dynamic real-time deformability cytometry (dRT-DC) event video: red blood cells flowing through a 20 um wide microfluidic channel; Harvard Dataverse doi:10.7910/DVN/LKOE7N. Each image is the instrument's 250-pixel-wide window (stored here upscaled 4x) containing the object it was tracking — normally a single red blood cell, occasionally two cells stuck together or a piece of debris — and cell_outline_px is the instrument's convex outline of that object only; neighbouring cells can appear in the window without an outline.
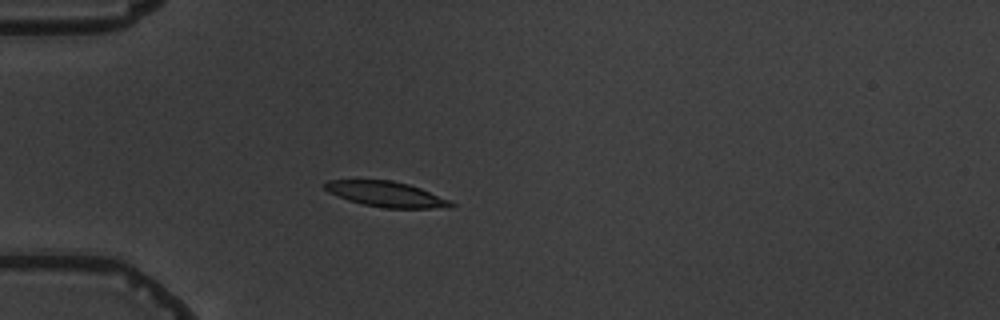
{"species": "common noctule bat (a hibernating species)", "species_latin": "Nyctalus noctula", "temperature_condition": "warm", "stored_images_in_passage": 5, "camera_frame_rate_fps": 3000, "um_per_image_px": 0.085, "animal": {"sex": "male", "body_mass_g": 19.5, "forearm_length_mm": 54.6}, "frame": {"image": 1, "passage_image": 4, "time_ms": 4.333, "image_size_px": [1000, 320], "cell_outline_px": [[456, 204], [452, 208], [384, 208], [364, 204], [348, 200], [328, 192], [324, 188], [324, 184], [328, 180], [392, 180], [408, 184], [420, 188], [448, 200]], "centroid_in_image_um": [32.83, 16.51], "position_along_channel_um": 52.2, "area_um2": 18.5}}